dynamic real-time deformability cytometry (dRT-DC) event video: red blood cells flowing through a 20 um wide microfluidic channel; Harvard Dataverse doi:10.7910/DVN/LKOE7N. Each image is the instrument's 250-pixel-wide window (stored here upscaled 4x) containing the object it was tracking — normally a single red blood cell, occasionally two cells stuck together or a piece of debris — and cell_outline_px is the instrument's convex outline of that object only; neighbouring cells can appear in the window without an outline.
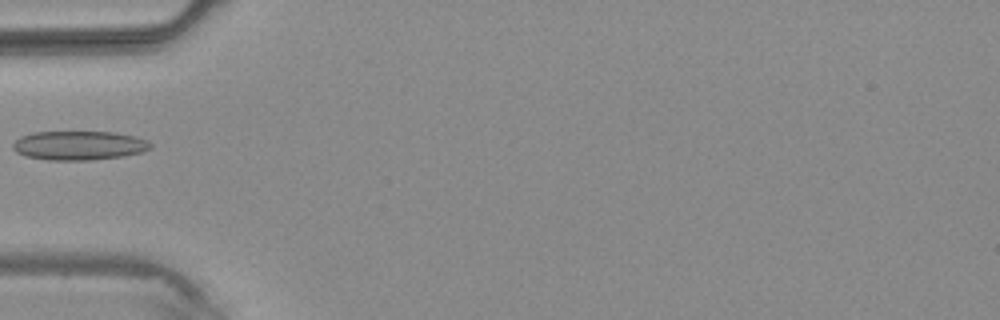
{"species": "common noctule bat (a hibernating species)", "species_latin": "Nyctalus noctula", "temperature_condition": "warm", "stored_images_in_passage": 4, "camera_frame_rate_fps": 3000, "um_per_image_px": 0.085, "animal": {"sex": "male", "body_mass_g": 20.4}, "frame": {"image": 1, "passage_image": 4, "time_ms": 4.0, "image_size_px": [1000, 320], "cell_outline_px": [[152, 148], [144, 152], [124, 156], [92, 160], [48, 160], [24, 156], [16, 152], [12, 148], [12, 144], [20, 136], [32, 132], [116, 132], [136, 136], [148, 140], [152, 144]], "centroid_in_image_um": [6.74, 12.36], "position_along_channel_um": 78.3, "area_um2": 23.7}}